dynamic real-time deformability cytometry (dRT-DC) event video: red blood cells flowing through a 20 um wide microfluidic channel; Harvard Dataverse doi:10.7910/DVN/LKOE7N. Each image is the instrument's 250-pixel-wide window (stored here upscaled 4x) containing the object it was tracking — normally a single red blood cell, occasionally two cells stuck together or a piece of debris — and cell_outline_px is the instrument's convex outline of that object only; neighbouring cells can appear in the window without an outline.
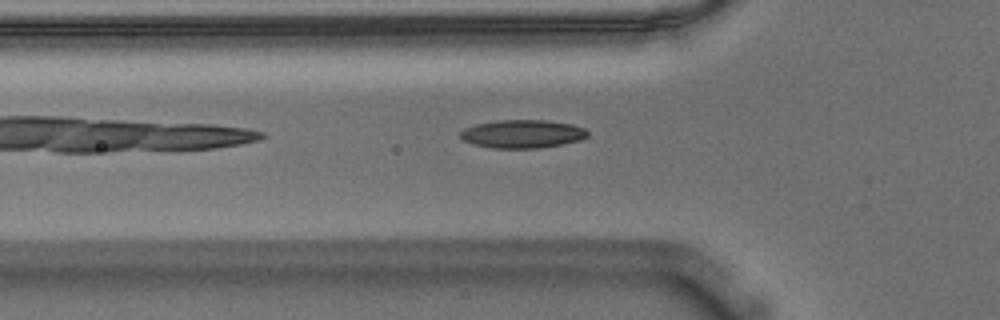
{"species": "Egyptian fruit bat (a non-hibernating species)", "species_latin": "Rousettus aegyptiacus", "temperature_condition": "warm", "stored_images_in_passage": 42, "camera_frame_rate_fps": 3000, "um_per_image_px": 0.085, "animal": {"sex": "male"}, "frame": {"image": 1, "passage_image": 5, "time_ms": 1.333, "image_size_px": [1000, 320], "cell_outline_px": [[588, 136], [580, 140], [540, 148], [492, 148], [472, 144], [464, 140], [460, 136], [460, 132], [464, 128], [476, 124], [496, 120], [544, 120], [572, 124], [584, 128], [588, 132]], "centroid_in_image_um": [44.39, 11.38], "position_along_channel_um": 81.4, "area_um2": 20.92}}
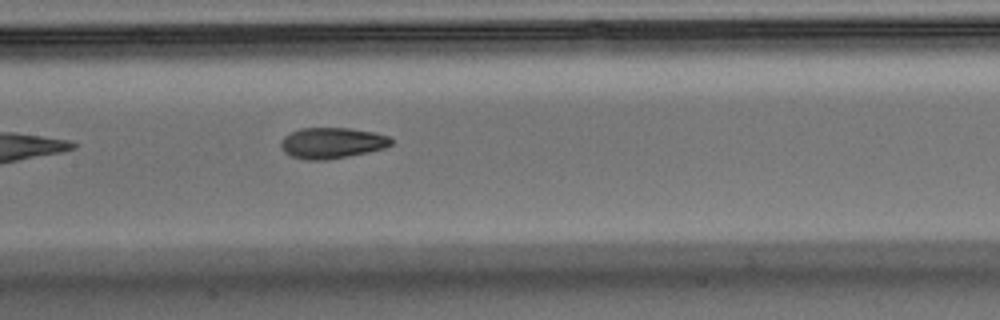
{"frame": {"image": 2, "passage_image": 13, "time_ms": 4.0, "image_size_px": [1000, 320], "cell_outline_px": [[392, 144], [384, 148], [368, 152], [328, 160], [304, 160], [292, 156], [284, 152], [280, 148], [280, 140], [284, 136], [300, 128], [348, 128], [372, 132], [388, 136], [392, 140]], "centroid_in_image_um": [28.17, 12.16], "position_along_channel_um": 179.2, "area_um2": 19.88}}
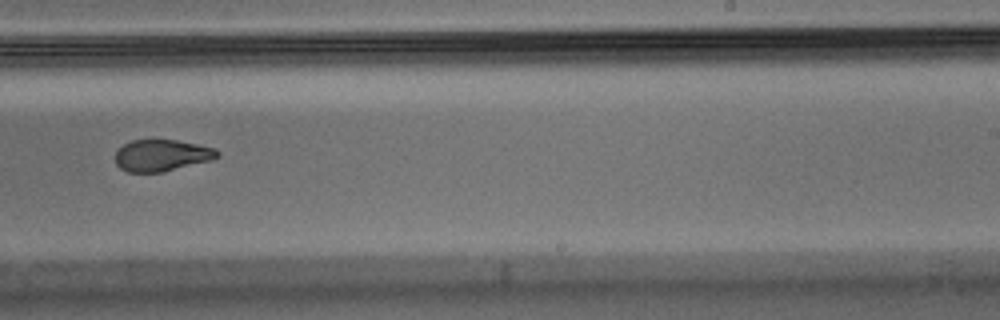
{"frame": {"image": 3, "passage_image": 21, "time_ms": 6.667, "image_size_px": [1000, 320], "cell_outline_px": [[220, 156], [212, 160], [164, 172], [128, 172], [120, 168], [116, 164], [116, 148], [132, 140], [176, 140], [216, 148], [220, 152]], "centroid_in_image_um": [13.76, 13.21], "position_along_channel_um": 275.2, "area_um2": 18.96}, "authors_computed_cell_mechanics": {"area_um2": 20.3456, "velocity_mm_per_s": 3.6187, "shape_relaxation_time_tau1_ms": 11.2251, "shape_relaxation_time_tau2_ms": 1.9696, "deformation_change_tau1": 0.2706, "deformation_change_tau2": 0.0686}}